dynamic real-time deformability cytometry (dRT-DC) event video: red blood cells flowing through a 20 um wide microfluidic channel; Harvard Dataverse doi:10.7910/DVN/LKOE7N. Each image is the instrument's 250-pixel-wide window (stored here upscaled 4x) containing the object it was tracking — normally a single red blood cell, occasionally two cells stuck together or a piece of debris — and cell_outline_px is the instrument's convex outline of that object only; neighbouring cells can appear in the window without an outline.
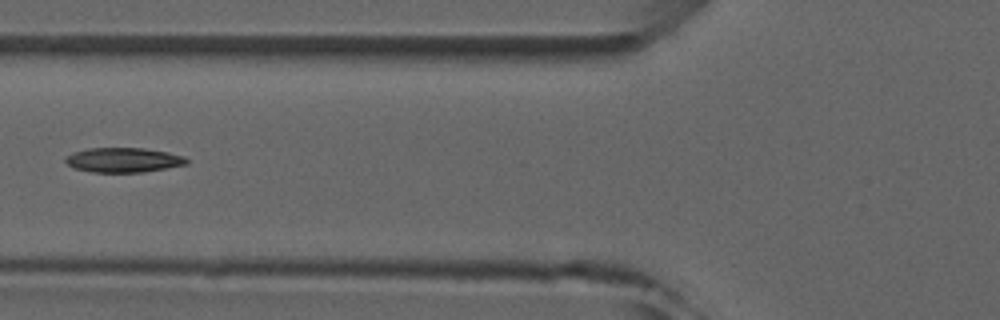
{"species": "common noctule bat (a hibernating species)", "species_latin": "Nyctalus noctula", "temperature_condition": "room temperature", "stored_images_in_passage": 8, "camera_frame_rate_fps": 3000, "um_per_image_px": 0.085, "animal": {"sex": "male", "forearm_length_mm": 52.5}, "frame": {"image": 1, "passage_image": 6, "time_ms": 6.0, "image_size_px": [1000, 320], "cell_outline_px": [[188, 164], [144, 172], [92, 172], [76, 168], [68, 164], [64, 160], [64, 156], [72, 152], [88, 148], [144, 148], [168, 152], [184, 156], [188, 160]], "centroid_in_image_um": [10.48, 13.59], "position_along_channel_um": 115.3, "area_um2": 17.46}}
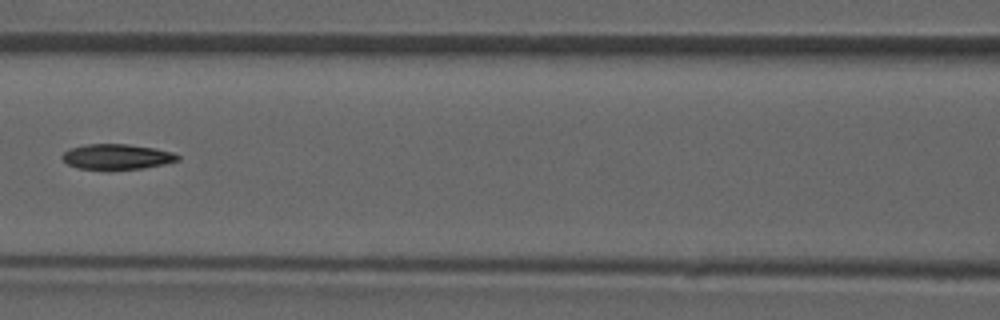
{"frame": {"image": 2, "passage_image": 7, "time_ms": 7.0, "image_size_px": [1000, 320], "cell_outline_px": [[180, 160], [164, 164], [144, 168], [76, 168], [68, 164], [60, 156], [64, 152], [72, 148], [84, 144], [128, 144], [156, 148], [172, 152], [180, 156]], "centroid_in_image_um": [9.96, 13.3], "position_along_channel_um": 156.6, "area_um2": 16.76}}